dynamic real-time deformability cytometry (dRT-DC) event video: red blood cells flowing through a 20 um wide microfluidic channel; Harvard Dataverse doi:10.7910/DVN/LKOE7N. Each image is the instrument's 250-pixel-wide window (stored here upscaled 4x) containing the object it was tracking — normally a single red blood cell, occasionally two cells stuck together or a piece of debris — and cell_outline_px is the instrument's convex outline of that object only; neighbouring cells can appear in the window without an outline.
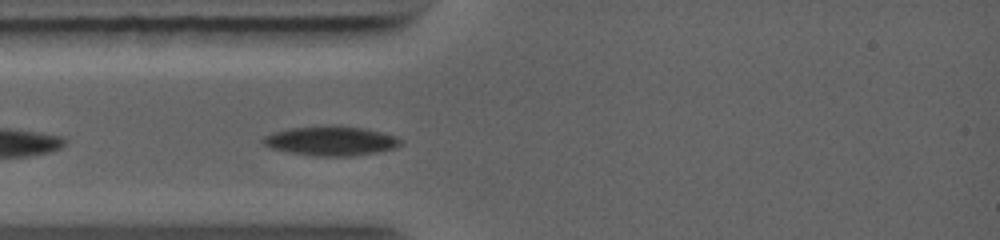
{"species": "common noctule bat (a hibernating species)", "species_latin": "Nyctalus noctula", "temperature_condition": "warm", "stored_images_in_passage": 20, "camera_frame_rate_fps": 5000, "um_per_image_px": 0.085, "animal": {"sex": "female", "body_mass_g": 19.0, "forearm_length_mm": 56.7}, "frame": {"image": 1, "passage_image": 4, "time_ms": 1.0, "image_size_px": [1000, 240], "cell_outline_px": [[404, 144], [396, 148], [376, 152], [352, 156], [316, 156], [292, 152], [272, 148], [264, 144], [260, 140], [264, 136], [272, 132], [288, 128], [328, 124], [336, 124], [364, 128], [396, 136], [404, 140]], "centroid_in_image_um": [28.16, 11.95], "position_along_channel_um": 56.8, "area_um2": 23.99}}